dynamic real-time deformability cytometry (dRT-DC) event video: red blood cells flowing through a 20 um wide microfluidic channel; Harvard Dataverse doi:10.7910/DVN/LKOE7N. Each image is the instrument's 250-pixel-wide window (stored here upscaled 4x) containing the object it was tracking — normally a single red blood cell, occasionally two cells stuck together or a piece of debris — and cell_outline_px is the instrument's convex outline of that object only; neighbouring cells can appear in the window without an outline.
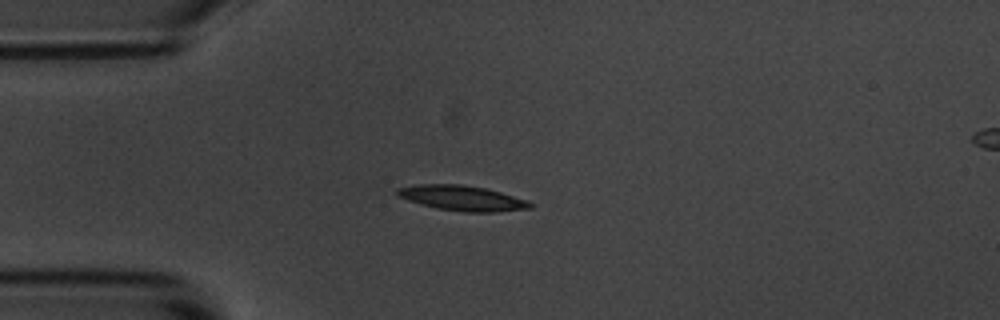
{"species": "common noctule bat (a hibernating species)", "species_latin": "Nyctalus noctula", "temperature_condition": "room temperature", "stored_images_in_passage": 3, "camera_frame_rate_fps": 3000, "um_per_image_px": 0.085, "animal": {"sex": "male", "body_mass_g": 20.1, "forearm_length_mm": 53.5}, "frame": {"image": 1, "passage_image": 3, "time_ms": 2.333, "image_size_px": [1000, 320], "cell_outline_px": [[532, 208], [496, 212], [464, 212], [436, 208], [420, 204], [396, 196], [396, 188], [420, 184], [460, 184], [484, 188], [500, 192], [528, 200], [532, 204]], "centroid_in_image_um": [39.27, 16.84], "position_along_channel_um": 45.7, "area_um2": 19.48}}